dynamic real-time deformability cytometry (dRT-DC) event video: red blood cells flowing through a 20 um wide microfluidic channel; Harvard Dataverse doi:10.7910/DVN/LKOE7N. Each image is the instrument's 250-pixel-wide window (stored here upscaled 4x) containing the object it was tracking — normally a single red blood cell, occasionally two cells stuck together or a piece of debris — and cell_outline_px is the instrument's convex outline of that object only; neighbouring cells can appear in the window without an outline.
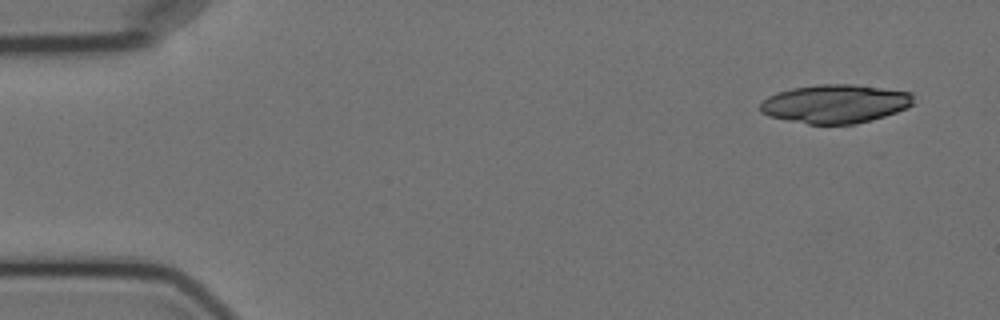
{"species": "Egyptian fruit bat (a non-hibernating species)", "species_latin": "Rousettus aegyptiacus", "temperature_condition": "cold", "stored_images_in_passage": 7, "camera_frame_rate_fps": 3000, "um_per_image_px": 0.085, "animal": {"sex": "female"}, "frame": {"image": 1, "passage_image": 1, "time_ms": 0.0, "image_size_px": [1000, 320], "cell_outline_px": [[912, 104], [908, 108], [872, 120], [856, 124], [808, 124], [768, 116], [760, 112], [760, 104], [768, 96], [776, 92], [792, 88], [816, 84], [852, 84], [912, 92]], "centroid_in_image_um": [70.98, 8.82], "position_along_channel_um": 14.0, "area_um2": 34.56}}